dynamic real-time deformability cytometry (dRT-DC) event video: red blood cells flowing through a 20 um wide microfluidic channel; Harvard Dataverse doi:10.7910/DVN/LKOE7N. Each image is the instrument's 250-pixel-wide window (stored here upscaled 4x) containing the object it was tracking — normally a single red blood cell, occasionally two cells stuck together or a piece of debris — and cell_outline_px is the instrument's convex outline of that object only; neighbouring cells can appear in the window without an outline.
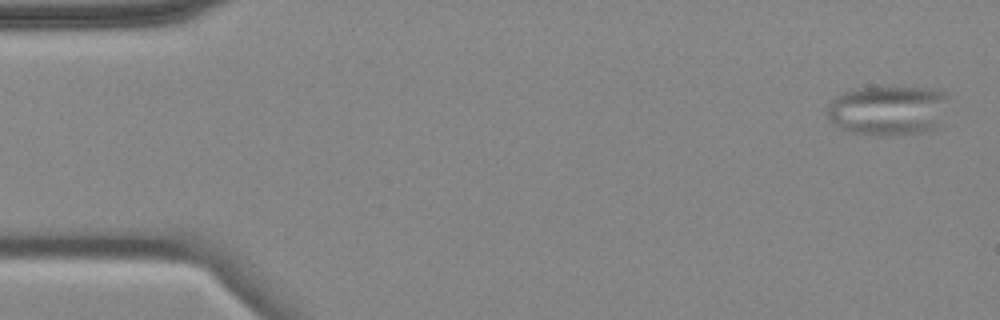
{"species": "common noctule bat (a hibernating species)", "species_latin": "Nyctalus noctula", "temperature_condition": "cold", "stored_images_in_passage": 3, "camera_frame_rate_fps": 3000, "um_per_image_px": 0.085, "animal": {"sex": "female", "body_mass_g": 18.4}, "frame": {"image": 1, "passage_image": 1, "time_ms": 0.0, "image_size_px": [1000, 320], "cell_outline_px": [[952, 96], [940, 128], [924, 132], [892, 136], [872, 136], [848, 132], [832, 124], [828, 120], [828, 104], [836, 96], [852, 88], [876, 84], [892, 84], [936, 88]], "centroid_in_image_um": [75.56, 9.33], "position_along_channel_um": 9.4, "area_um2": 37.92}}